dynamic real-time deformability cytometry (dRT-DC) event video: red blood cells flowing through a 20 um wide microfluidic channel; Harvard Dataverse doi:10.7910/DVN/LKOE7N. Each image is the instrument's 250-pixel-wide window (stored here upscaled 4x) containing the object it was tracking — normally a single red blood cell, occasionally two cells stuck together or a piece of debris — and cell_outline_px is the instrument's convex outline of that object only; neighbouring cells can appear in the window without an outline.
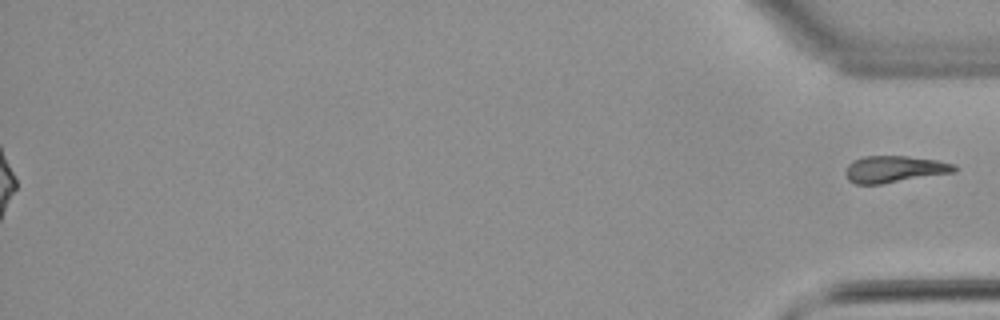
{"species": "common noctule bat (a hibernating species)", "species_latin": "Nyctalus noctula", "temperature_condition": "warm", "stored_images_in_passage": 40, "segment_of_instrument_passage": [2, 2], "camera_frame_rate_fps": 3000, "um_per_image_px": 0.085, "animal": {"sex": "male", "body_mass_g": 21.5, "forearm_length_mm": 52.0}, "frame": {"image": 1, "passage_image": 40, "time_ms": 13.0, "image_size_px": [1000, 320], "cell_outline_px": [[960, 168], [956, 172], [880, 184], [856, 184], [848, 180], [844, 172], [848, 164], [852, 160], [864, 156], [908, 156], [936, 160], [956, 164]], "centroid_in_image_um": [76.04, 14.37], "position_along_channel_um": 359.2, "area_um2": 17.17}}